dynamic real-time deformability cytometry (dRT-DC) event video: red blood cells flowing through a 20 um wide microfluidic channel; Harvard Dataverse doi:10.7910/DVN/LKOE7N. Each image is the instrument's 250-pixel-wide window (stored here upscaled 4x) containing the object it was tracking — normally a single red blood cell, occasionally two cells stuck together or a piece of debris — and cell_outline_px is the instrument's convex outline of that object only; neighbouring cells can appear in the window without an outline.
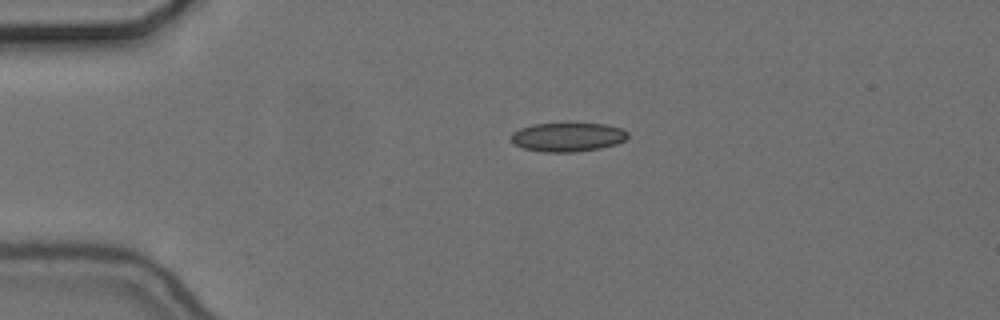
{"species": "common noctule bat (a hibernating species)", "species_latin": "Nyctalus noctula", "temperature_condition": "cold", "stored_images_in_passage": 25, "camera_frame_rate_fps": 3000, "um_per_image_px": 0.085, "animal": {"sex": "female", "body_mass_g": 24.6, "forearm_length_mm": 56.2}, "frame": {"image": 1, "passage_image": 1, "time_ms": 0.0, "image_size_px": [1000, 320], "cell_outline_px": [[628, 136], [624, 140], [616, 144], [600, 148], [576, 152], [540, 152], [524, 148], [512, 144], [512, 132], [520, 128], [532, 124], [568, 120], [608, 124], [620, 128], [628, 132]], "centroid_in_image_um": [48.24, 11.59], "position_along_channel_um": 36.8, "area_um2": 20.75}}
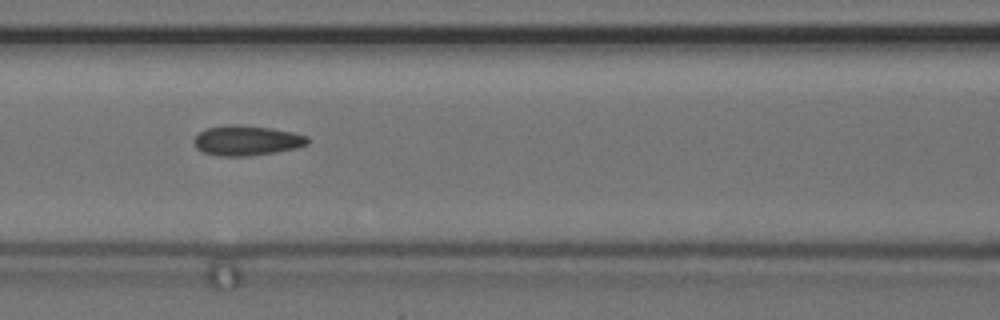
{"frame": {"image": 2, "passage_image": 13, "time_ms": 4.0, "image_size_px": [1000, 320], "cell_outline_px": [[308, 144], [296, 148], [276, 152], [248, 156], [220, 156], [204, 152], [196, 148], [192, 140], [200, 132], [208, 128], [224, 124], [240, 124], [272, 128], [292, 132], [308, 136]], "centroid_in_image_um": [20.96, 11.93], "position_along_channel_um": 145.6, "area_um2": 20.0}}
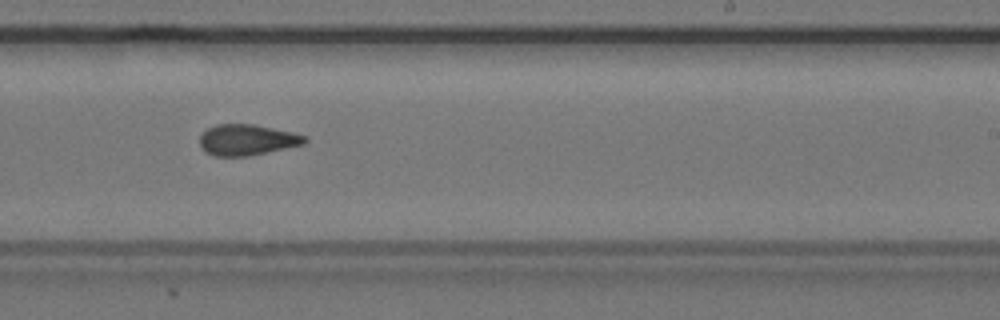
{"frame": {"image": 3, "passage_image": 23, "time_ms": 7.333, "image_size_px": [1000, 320], "cell_outline_px": [[308, 140], [304, 144], [248, 156], [212, 156], [204, 152], [200, 148], [200, 136], [208, 128], [216, 124], [252, 124], [292, 132], [304, 136]], "centroid_in_image_um": [20.95, 11.9], "position_along_channel_um": 268.1, "area_um2": 18.84}}